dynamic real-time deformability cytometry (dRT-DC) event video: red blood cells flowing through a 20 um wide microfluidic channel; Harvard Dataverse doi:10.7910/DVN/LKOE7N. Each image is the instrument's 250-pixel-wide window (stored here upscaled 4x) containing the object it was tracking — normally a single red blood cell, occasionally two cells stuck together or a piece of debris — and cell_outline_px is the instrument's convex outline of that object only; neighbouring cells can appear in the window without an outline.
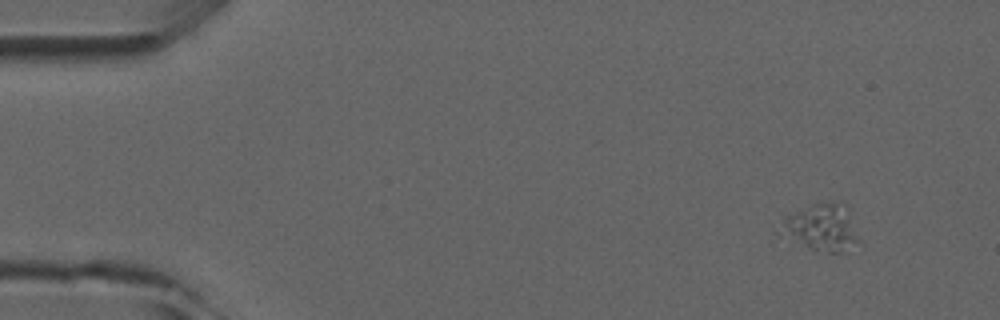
{"species": "common noctule bat (a hibernating species)", "species_latin": "Nyctalus noctula", "temperature_condition": "room temperature", "stored_images_in_passage": 5, "camera_frame_rate_fps": 3000, "um_per_image_px": 0.085, "animal": {"sex": "male", "forearm_length_mm": 52.5}, "frame": {"image": 1, "passage_image": 1, "time_ms": 0.0, "image_size_px": [1000, 320], "cell_outline_px": [[860, 240], [844, 252], [828, 252], [808, 248], [780, 236], [776, 232], [784, 220], [792, 212], [812, 204], [836, 204], [848, 208]], "centroid_in_image_um": [69.78, 19.38], "position_along_channel_um": 15.2, "area_um2": 21.15}}
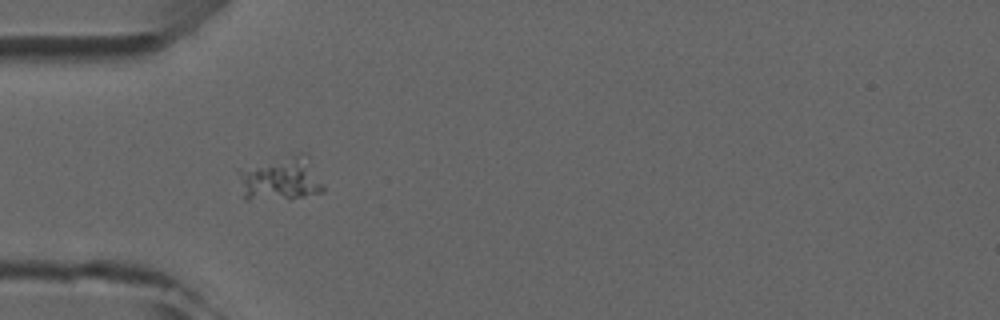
{"frame": {"image": 2, "passage_image": 4, "time_ms": 3.667, "image_size_px": [1000, 320], "cell_outline_px": [[324, 192], [288, 200], [244, 200], [240, 172], [300, 152], [308, 152], [324, 188]], "centroid_in_image_um": [23.99, 15.25], "position_along_channel_um": 61.0, "area_um2": 21.27}}
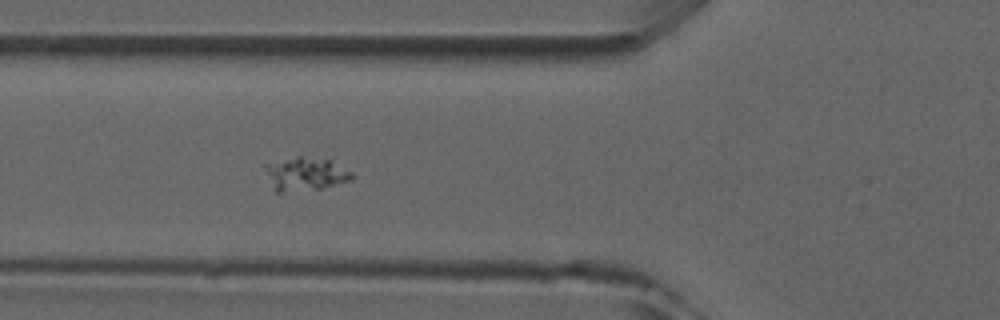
{"frame": {"image": 3, "passage_image": 5, "time_ms": 4.667, "image_size_px": [1000, 320], "cell_outline_px": [[352, 180], [320, 188], [280, 192], [276, 192], [272, 188], [260, 164], [296, 156], [300, 156], [332, 160], [352, 172]], "centroid_in_image_um": [25.87, 14.76], "position_along_channel_um": 99.9, "area_um2": 17.11}}